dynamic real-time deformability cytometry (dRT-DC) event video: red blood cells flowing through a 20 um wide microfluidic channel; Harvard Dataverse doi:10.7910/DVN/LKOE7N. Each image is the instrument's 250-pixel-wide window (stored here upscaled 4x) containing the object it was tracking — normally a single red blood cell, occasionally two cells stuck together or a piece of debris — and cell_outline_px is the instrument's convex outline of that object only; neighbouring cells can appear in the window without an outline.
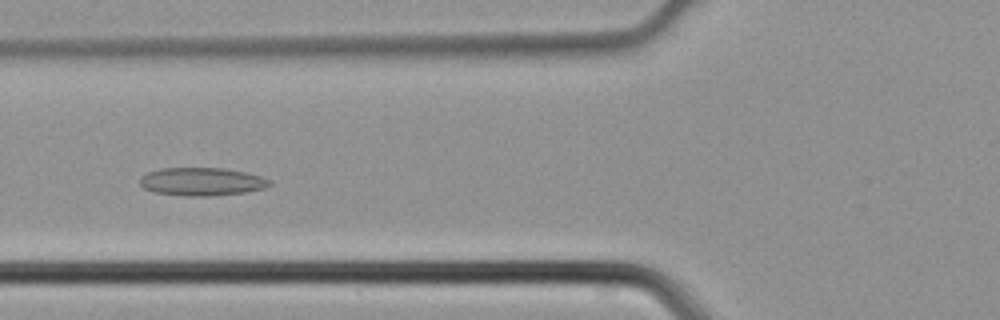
{"species": "common noctule bat (a hibernating species)", "species_latin": "Nyctalus noctula", "temperature_condition": "cold", "stored_images_in_passage": 33, "camera_frame_rate_fps": 3000, "um_per_image_px": 0.085, "animal": {"sex": "male", "body_mass_g": 21.5, "forearm_length_mm": 52.0}, "frame": {"image": 1, "passage_image": 5, "time_ms": 1.333, "image_size_px": [1000, 320], "cell_outline_px": [[272, 184], [264, 188], [244, 192], [212, 196], [184, 196], [156, 192], [144, 188], [140, 184], [140, 180], [148, 172], [160, 168], [224, 168], [244, 172], [260, 176], [272, 180]], "centroid_in_image_um": [17.18, 15.44], "position_along_channel_um": 108.6, "area_um2": 21.1}}
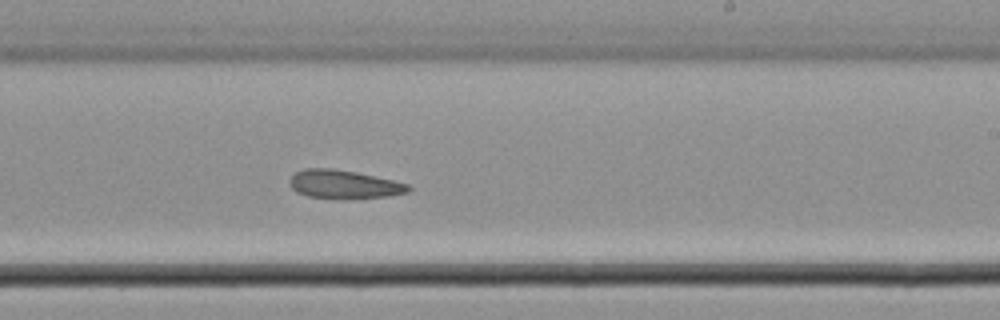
{"frame": {"image": 2, "passage_image": 15, "time_ms": 4.667, "image_size_px": [1000, 320], "cell_outline_px": [[412, 188], [408, 192], [388, 196], [344, 200], [340, 200], [308, 196], [296, 192], [288, 184], [288, 180], [296, 172], [304, 168], [332, 168], [356, 172], [392, 180], [408, 184]], "centroid_in_image_um": [29.2, 15.69], "position_along_channel_um": 259.8, "area_um2": 20.06}}
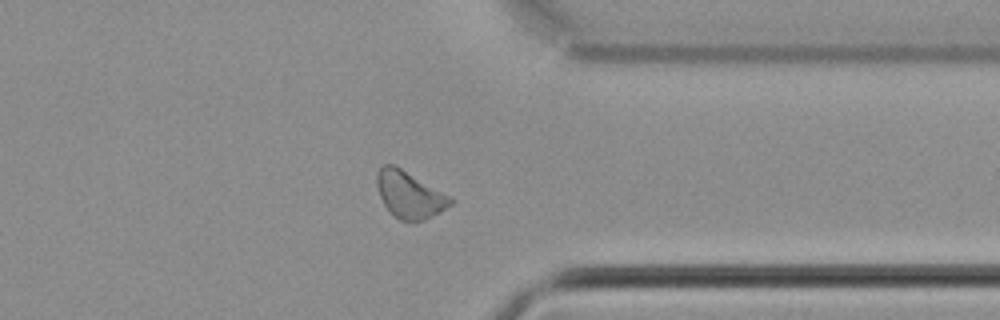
{"frame": {"image": 3, "passage_image": 23, "time_ms": 7.333, "image_size_px": [1000, 320], "cell_outline_px": [[456, 200], [452, 204], [432, 216], [424, 220], [400, 220], [388, 212], [380, 196], [376, 184], [376, 172], [384, 164], [396, 164], [452, 196]], "centroid_in_image_um": [34.82, 16.51], "position_along_channel_um": 376.6, "area_um2": 20.46}}